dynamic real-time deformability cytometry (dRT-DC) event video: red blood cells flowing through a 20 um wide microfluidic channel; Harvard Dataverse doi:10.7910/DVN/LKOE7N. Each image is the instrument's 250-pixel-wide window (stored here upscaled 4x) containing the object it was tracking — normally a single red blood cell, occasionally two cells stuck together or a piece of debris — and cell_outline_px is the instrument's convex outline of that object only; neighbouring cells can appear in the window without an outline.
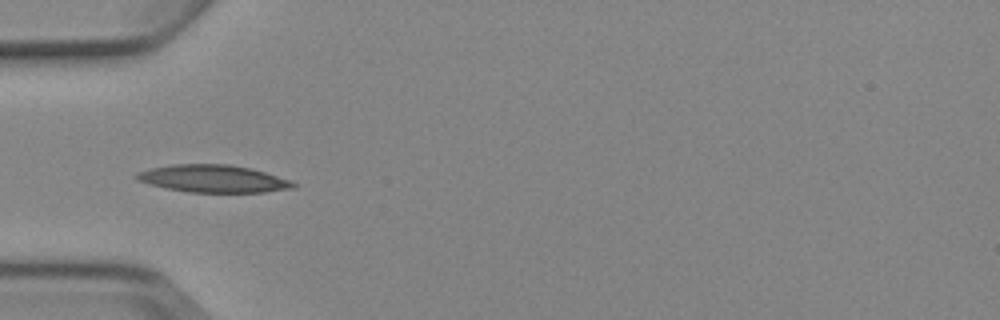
{"species": "Egyptian fruit bat (a non-hibernating species)", "species_latin": "Rousettus aegyptiacus", "temperature_condition": "cold", "stored_images_in_passage": 6, "camera_frame_rate_fps": 3000, "um_per_image_px": 0.085, "animal": {"sex": "female"}, "frame": {"image": 1, "passage_image": 3, "time_ms": 3.333, "image_size_px": [1000, 320], "cell_outline_px": [[296, 184], [292, 188], [264, 192], [188, 192], [148, 184], [136, 180], [132, 176], [136, 172], [148, 168], [172, 164], [228, 164], [252, 168], [292, 180]], "centroid_in_image_um": [18.07, 15.17], "position_along_channel_um": 66.9, "area_um2": 25.26}}
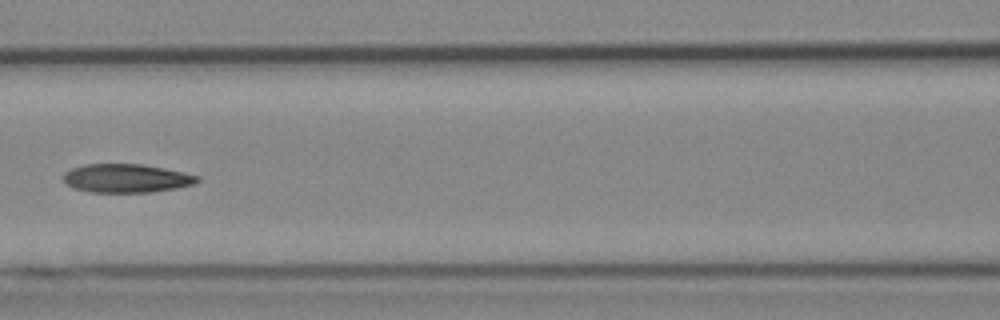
{"frame": {"image": 2, "passage_image": 5, "time_ms": 5.667, "image_size_px": [1000, 320], "cell_outline_px": [[200, 180], [196, 184], [176, 188], [152, 192], [88, 192], [72, 188], [64, 184], [64, 172], [72, 168], [84, 164], [140, 164], [164, 168], [200, 176]], "centroid_in_image_um": [10.73, 15.16], "position_along_channel_um": 155.9, "area_um2": 22.48}}
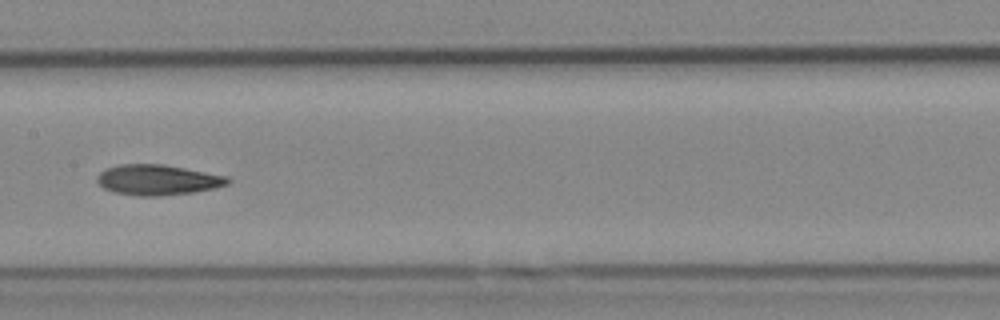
{"frame": {"image": 3, "passage_image": 6, "time_ms": 6.667, "image_size_px": [1000, 320], "cell_outline_px": [[232, 180], [228, 184], [212, 188], [192, 192], [160, 196], [140, 196], [112, 192], [104, 188], [96, 180], [96, 176], [104, 168], [120, 164], [164, 164], [228, 176]], "centroid_in_image_um": [13.37, 15.28], "position_along_channel_um": 194.0, "area_um2": 23.24}}